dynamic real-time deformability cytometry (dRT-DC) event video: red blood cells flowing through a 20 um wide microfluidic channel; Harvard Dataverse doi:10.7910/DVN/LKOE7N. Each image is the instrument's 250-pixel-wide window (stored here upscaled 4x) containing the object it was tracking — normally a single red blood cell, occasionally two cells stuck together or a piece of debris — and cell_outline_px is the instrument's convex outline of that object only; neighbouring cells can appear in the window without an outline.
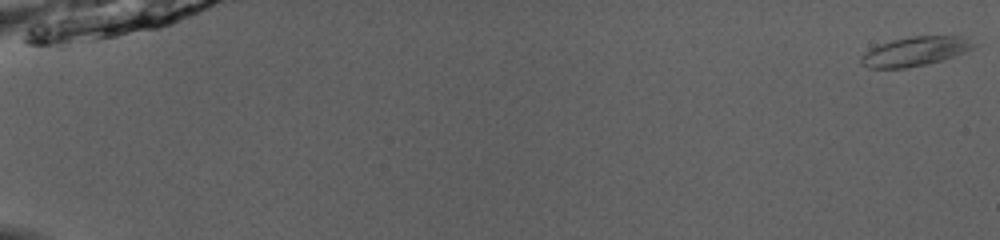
{"species": "common noctule bat (a hibernating species)", "species_latin": "Nyctalus noctula", "temperature_condition": "room temperature", "stored_images_in_passage": 52, "camera_frame_rate_fps": 3000, "um_per_image_px": 0.085, "animal": {"sex": "male", "body_mass_g": 13.0, "forearm_length_mm": 53.1}, "frame": {"image": 1, "passage_image": 1, "time_ms": 0.0, "image_size_px": [1000, 240], "cell_outline_px": [[984, 44], [976, 48], [928, 64], [904, 68], [868, 68], [860, 64], [860, 56], [864, 52], [880, 44], [892, 40], [912, 36], [964, 36]], "centroid_in_image_um": [77.86, 4.35], "position_along_channel_um": 7.1, "area_um2": 19.48}}
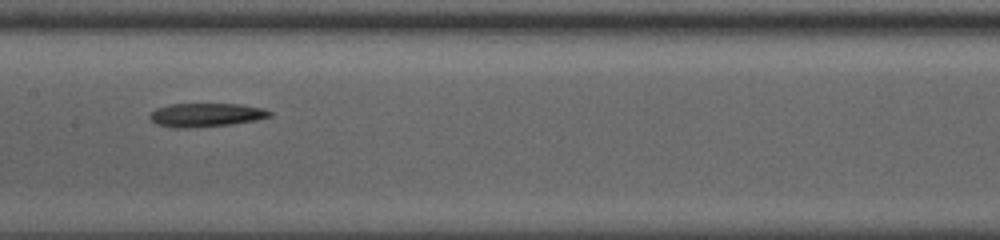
{"frame": {"image": 2, "passage_image": 29, "time_ms": 9.333, "image_size_px": [1000, 240], "cell_outline_px": [[272, 116], [256, 120], [228, 124], [188, 128], [172, 128], [156, 124], [148, 116], [156, 108], [168, 104], [240, 104], [264, 108], [272, 112]], "centroid_in_image_um": [17.5, 9.76], "position_along_channel_um": 189.9, "area_um2": 16.53}}
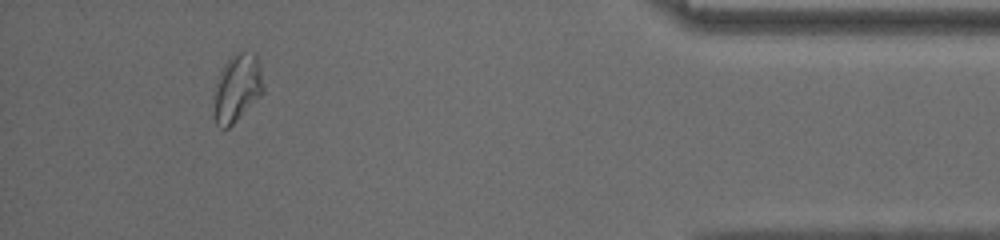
{"frame": {"image": 3, "passage_image": 49, "time_ms": 16.0, "image_size_px": [1000, 240], "cell_outline_px": [[264, 92], [228, 128], [220, 128], [216, 124], [212, 116], [216, 84], [220, 72], [224, 64], [236, 52], [256, 52], [260, 64], [264, 88]], "centroid_in_image_um": [20.15, 7.48], "position_along_channel_um": 415.0, "area_um2": 19.59}, "authors_computed_cell_mechanics": {"area_um2": 17.6001, "velocity_mm_per_s": 4.0377, "shape_relaxation_time_tau1_ms": null, "shape_relaxation_time_tau2_ms": 1.1114, "deformation_change_tau1": null, "deformation_change_tau2": 0.0864}}